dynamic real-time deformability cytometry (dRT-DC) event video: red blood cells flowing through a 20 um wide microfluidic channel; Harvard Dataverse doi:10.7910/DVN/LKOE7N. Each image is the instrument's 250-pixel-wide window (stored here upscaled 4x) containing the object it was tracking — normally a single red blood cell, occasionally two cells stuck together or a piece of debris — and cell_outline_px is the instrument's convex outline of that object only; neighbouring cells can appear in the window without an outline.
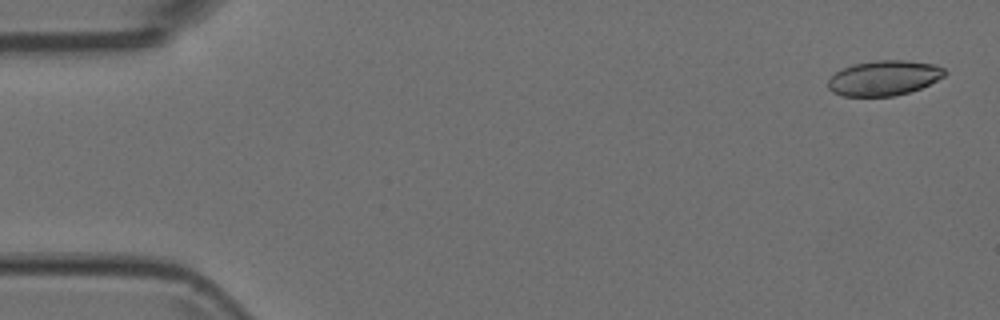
{"species": "Egyptian fruit bat (a non-hibernating species)", "species_latin": "Rousettus aegyptiacus", "temperature_condition": "room temperature", "stored_images_in_passage": 4, "camera_frame_rate_fps": 3000, "um_per_image_px": 0.085, "animal": {"sex": "female"}, "frame": {"image": 1, "passage_image": 1, "time_ms": 0.0, "image_size_px": [1000, 320], "cell_outline_px": [[948, 72], [944, 76], [920, 88], [908, 92], [892, 96], [844, 96], [832, 92], [828, 88], [828, 80], [836, 72], [844, 68], [856, 64], [876, 60], [904, 60], [936, 64], [944, 68]], "centroid_in_image_um": [75.15, 6.62], "position_along_channel_um": 9.8, "area_um2": 23.64}}
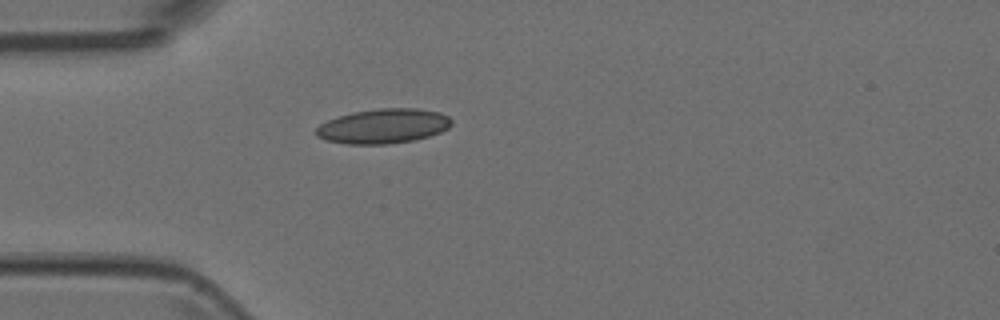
{"frame": {"image": 2, "passage_image": 4, "time_ms": 1.0, "image_size_px": [1000, 320], "cell_outline_px": [[452, 124], [448, 128], [440, 132], [416, 140], [388, 144], [348, 144], [328, 140], [316, 136], [316, 128], [320, 124], [328, 120], [352, 112], [380, 108], [416, 108], [440, 112], [448, 116], [452, 120]], "centroid_in_image_um": [32.61, 10.72], "position_along_channel_um": 52.4, "area_um2": 27.34}}